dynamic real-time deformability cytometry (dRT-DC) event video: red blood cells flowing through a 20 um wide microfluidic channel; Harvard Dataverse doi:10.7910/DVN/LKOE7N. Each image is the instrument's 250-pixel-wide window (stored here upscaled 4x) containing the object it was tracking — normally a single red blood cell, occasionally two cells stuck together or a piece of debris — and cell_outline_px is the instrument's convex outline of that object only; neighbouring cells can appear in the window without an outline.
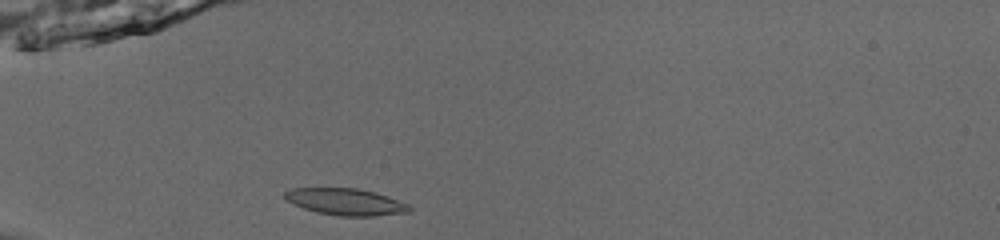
{"species": "common noctule bat (a hibernating species)", "species_latin": "Nyctalus noctula", "temperature_condition": "room temperature", "stored_images_in_passage": 36, "camera_frame_rate_fps": 3000, "um_per_image_px": 0.085, "animal": {"sex": "male", "body_mass_g": 13.0, "forearm_length_mm": 53.1}, "frame": {"image": 1, "passage_image": 1, "time_ms": 0.0, "image_size_px": [1000, 240], "cell_outline_px": [[412, 212], [372, 216], [340, 216], [316, 212], [304, 208], [288, 200], [284, 196], [284, 192], [292, 188], [356, 188], [376, 192], [388, 196], [408, 204], [412, 208]], "centroid_in_image_um": [29.43, 17.15], "position_along_channel_um": 55.6, "area_um2": 19.36}}
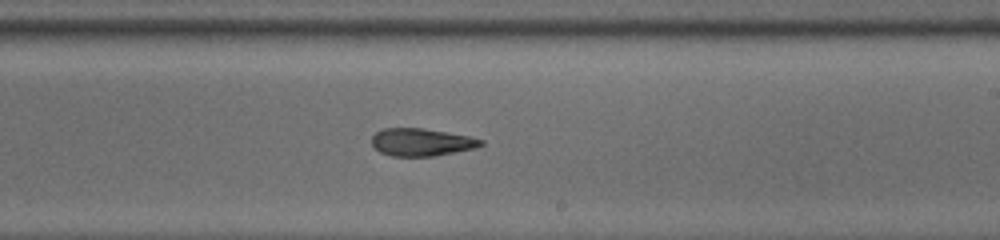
{"frame": {"image": 2, "passage_image": 17, "time_ms": 5.333, "image_size_px": [1000, 240], "cell_outline_px": [[484, 144], [476, 148], [432, 156], [392, 156], [380, 152], [372, 144], [372, 136], [376, 132], [384, 128], [424, 128], [468, 136], [484, 140]], "centroid_in_image_um": [35.83, 12.08], "position_along_channel_um": 253.2, "area_um2": 17.46}}
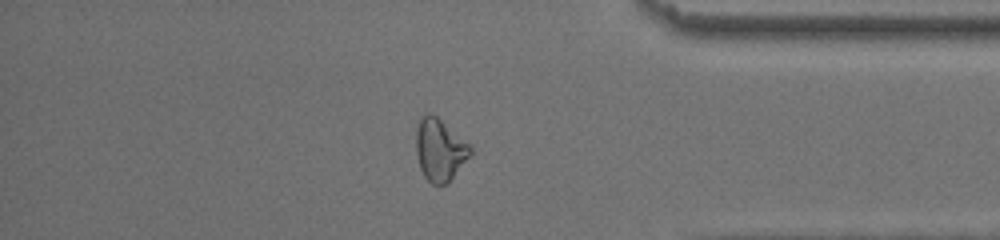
{"frame": {"image": 3, "passage_image": 29, "time_ms": 9.333, "image_size_px": [1000, 240], "cell_outline_px": [[472, 152], [452, 176], [444, 184], [432, 184], [424, 176], [420, 168], [416, 152], [416, 132], [420, 116], [428, 112], [436, 116], [468, 144], [472, 148]], "centroid_in_image_um": [37.33, 12.7], "position_along_channel_um": 397.9, "area_um2": 19.02}, "authors_computed_cell_mechanics": {"area_um2": 18.9006, "velocity_mm_per_s": 3.9548, "shape_relaxation_time_tau1_ms": 6.7054, "shape_relaxation_time_tau2_ms": 2.8348, "deformation_change_tau1": 0.149, "deformation_change_tau2": 0.1216}}